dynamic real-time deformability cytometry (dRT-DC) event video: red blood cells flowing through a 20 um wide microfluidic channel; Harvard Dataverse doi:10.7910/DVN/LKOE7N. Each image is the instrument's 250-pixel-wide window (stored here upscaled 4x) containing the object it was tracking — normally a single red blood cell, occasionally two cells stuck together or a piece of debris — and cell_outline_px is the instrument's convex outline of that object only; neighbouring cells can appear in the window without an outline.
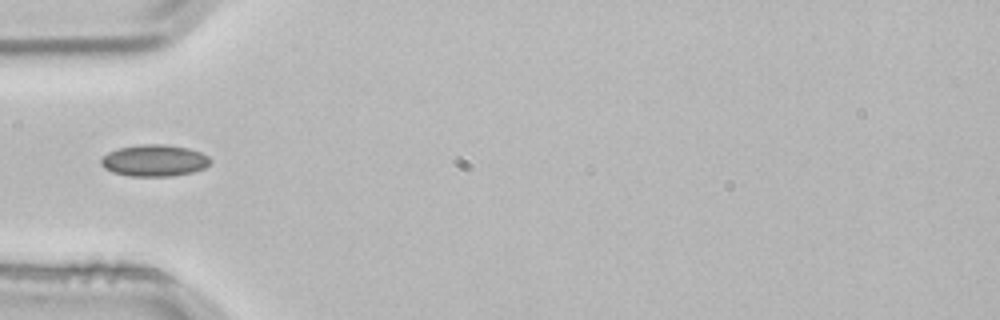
{"species": "common noctule bat (a hibernating species)", "species_latin": "Nyctalus noctula", "temperature_condition": "room temperature", "stored_images_in_passage": 4, "camera_frame_rate_fps": 3000, "um_per_image_px": 0.085, "animal": {"sex": "male", "body_mass_g": 21.5, "forearm_length_mm": 52.0}, "frame": {"image": 1, "passage_image": 4, "time_ms": 1.0, "image_size_px": [1000, 320], "cell_outline_px": [[212, 160], [204, 168], [192, 172], [172, 176], [128, 176], [112, 172], [104, 168], [100, 164], [100, 160], [108, 152], [116, 148], [140, 144], [164, 144], [188, 148], [200, 152], [208, 156]], "centroid_in_image_um": [13.09, 13.64], "position_along_channel_um": 71.9, "area_um2": 20.29}}